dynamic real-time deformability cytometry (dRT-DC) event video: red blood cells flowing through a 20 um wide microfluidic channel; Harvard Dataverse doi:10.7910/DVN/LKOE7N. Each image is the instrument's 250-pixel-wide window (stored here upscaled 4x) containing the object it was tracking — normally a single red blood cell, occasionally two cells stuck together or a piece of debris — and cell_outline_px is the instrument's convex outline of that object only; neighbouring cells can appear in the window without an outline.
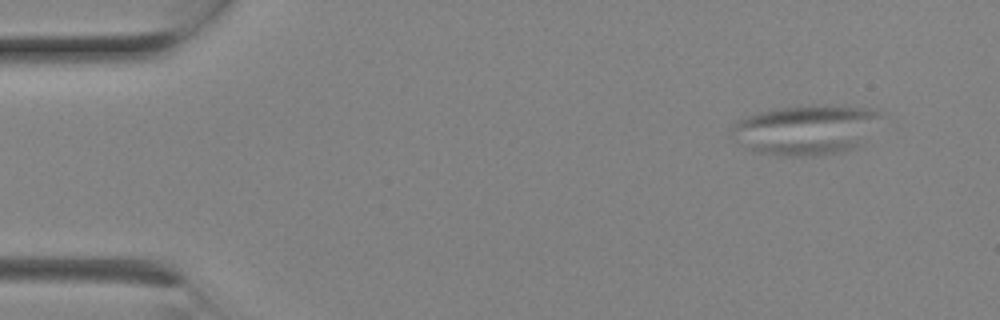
{"species": "Egyptian fruit bat (a non-hibernating species)", "species_latin": "Rousettus aegyptiacus", "temperature_condition": "room temperature", "stored_images_in_passage": 3, "camera_frame_rate_fps": 3000, "um_per_image_px": 0.085, "animal": {"sex": "female"}, "frame": {"image": 1, "passage_image": 1, "time_ms": 0.0, "image_size_px": [1000, 320], "cell_outline_px": [[880, 116], [860, 144], [856, 148], [844, 152], [820, 156], [776, 156], [752, 152], [732, 132], [732, 124], [736, 120], [756, 112], [780, 108], [828, 104], [868, 108], [880, 112]], "centroid_in_image_um": [68.47, 11.04], "position_along_channel_um": 16.5, "area_um2": 43.23}}